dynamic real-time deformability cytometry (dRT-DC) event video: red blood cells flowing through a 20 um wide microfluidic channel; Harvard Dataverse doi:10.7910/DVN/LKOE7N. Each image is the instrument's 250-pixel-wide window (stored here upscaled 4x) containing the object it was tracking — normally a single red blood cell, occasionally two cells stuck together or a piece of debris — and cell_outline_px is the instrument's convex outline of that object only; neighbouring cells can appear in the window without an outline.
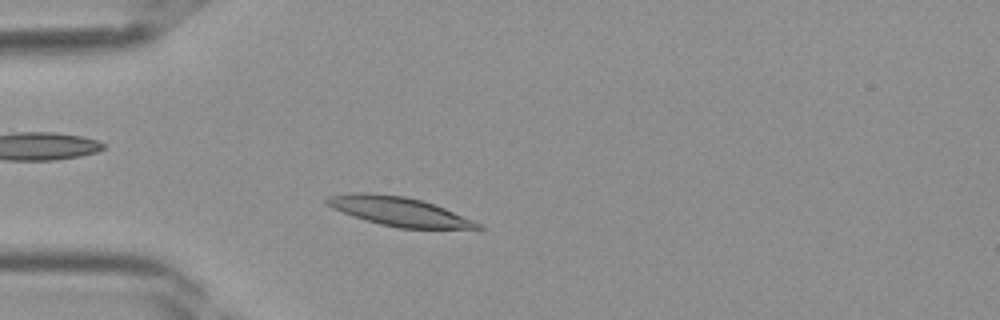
{"species": "Egyptian fruit bat (a non-hibernating species)", "species_latin": "Rousettus aegyptiacus", "temperature_condition": "room temperature", "stored_images_in_passage": 30, "camera_frame_rate_fps": 3000, "um_per_image_px": 0.085, "frame": {"image": 1, "passage_image": 6, "time_ms": 1.667, "image_size_px": [1000, 320], "cell_outline_px": [[484, 228], [400, 228], [380, 224], [352, 216], [332, 208], [324, 200], [328, 196], [356, 192], [368, 192], [404, 196], [420, 200], [444, 208], [484, 224]], "centroid_in_image_um": [33.9, 17.96], "position_along_channel_um": 51.1, "area_um2": 25.2}}
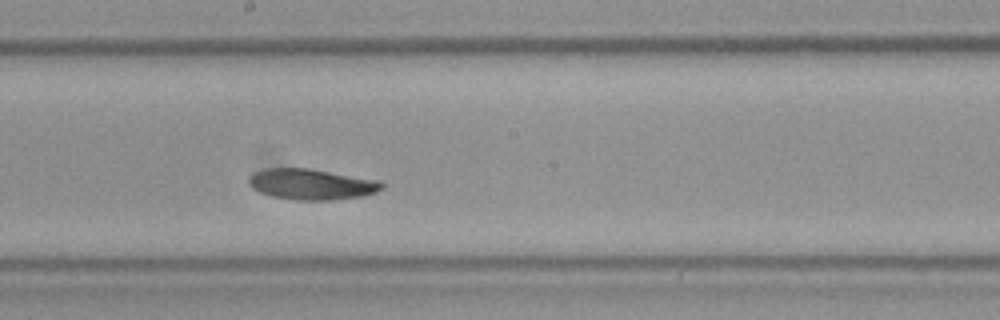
{"frame": {"image": 2, "passage_image": 17, "time_ms": 5.333, "image_size_px": [1000, 320], "cell_outline_px": [[384, 188], [376, 192], [360, 196], [332, 200], [296, 200], [272, 196], [260, 192], [252, 188], [248, 180], [248, 176], [252, 172], [264, 168], [308, 168], [380, 180], [384, 184]], "centroid_in_image_um": [26.46, 15.65], "position_along_channel_um": 221.7, "area_um2": 23.99}}
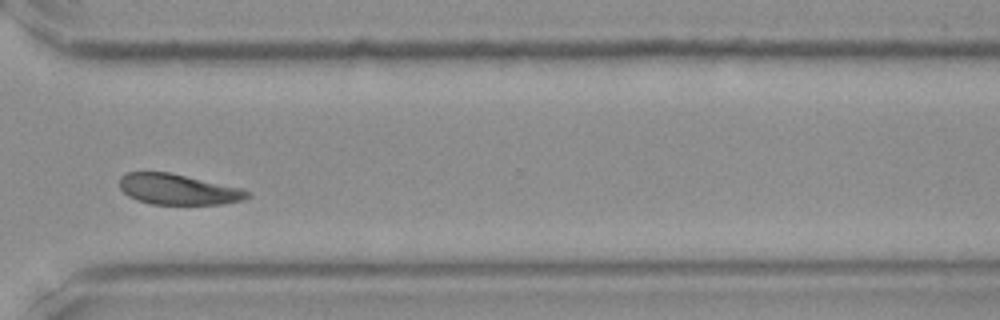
{"frame": {"image": 3, "passage_image": 25, "time_ms": 8.0, "image_size_px": [1000, 320], "cell_outline_px": [[252, 196], [244, 200], [224, 204], [152, 204], [136, 200], [128, 196], [120, 188], [120, 176], [128, 172], [168, 172], [244, 188]], "centroid_in_image_um": [15.17, 16.1], "position_along_channel_um": 355.4, "area_um2": 22.95}}